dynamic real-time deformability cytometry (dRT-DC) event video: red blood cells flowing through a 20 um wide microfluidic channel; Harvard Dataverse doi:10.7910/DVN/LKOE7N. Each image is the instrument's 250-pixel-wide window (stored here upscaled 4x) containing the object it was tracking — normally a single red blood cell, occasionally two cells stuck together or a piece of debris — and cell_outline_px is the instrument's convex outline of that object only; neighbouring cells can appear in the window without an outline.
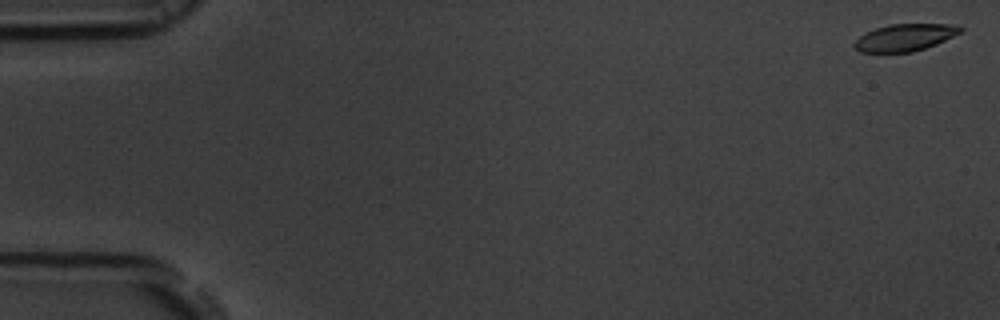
{"species": "common noctule bat (a hibernating species)", "species_latin": "Nyctalus noctula", "temperature_condition": "room temperature", "stored_images_in_passage": 11, "camera_frame_rate_fps": 3000, "um_per_image_px": 0.085, "animal": {"sex": "male", "body_mass_g": 19.5, "forearm_length_mm": 54.6}, "frame": {"image": 1, "passage_image": 1, "time_ms": 0.0, "image_size_px": [1000, 320], "cell_outline_px": [[964, 32], [936, 44], [912, 52], [860, 52], [852, 44], [860, 36], [876, 28], [892, 24], [960, 24], [964, 28]], "centroid_in_image_um": [76.99, 3.17], "position_along_channel_um": 8.0, "area_um2": 16.76}}